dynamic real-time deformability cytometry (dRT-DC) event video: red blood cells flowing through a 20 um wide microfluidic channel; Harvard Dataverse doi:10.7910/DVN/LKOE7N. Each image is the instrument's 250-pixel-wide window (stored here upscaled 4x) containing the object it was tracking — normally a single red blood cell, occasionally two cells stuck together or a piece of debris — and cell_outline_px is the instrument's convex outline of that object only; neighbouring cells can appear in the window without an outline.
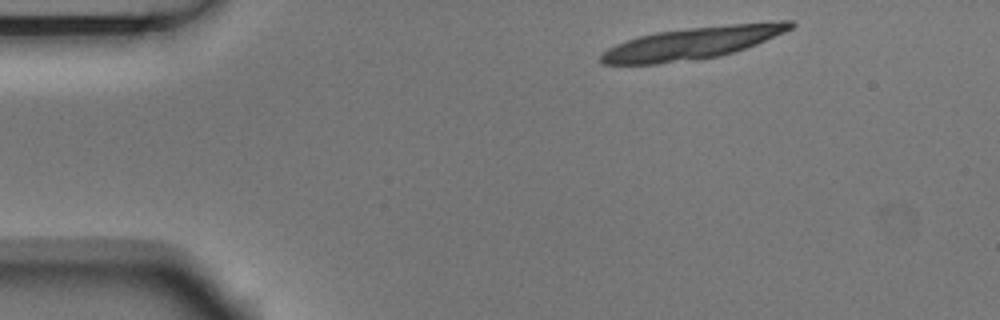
{"species": "Egyptian fruit bat (a non-hibernating species)", "species_latin": "Rousettus aegyptiacus", "temperature_condition": "room temperature", "stored_images_in_passage": 3, "camera_frame_rate_fps": 3000, "um_per_image_px": 0.085, "animal": {"sex": "male"}, "frame": {"image": 1, "passage_image": 1, "time_ms": 0.0, "image_size_px": [1000, 320], "cell_outline_px": [[796, 24], [792, 28], [784, 32], [756, 44], [720, 56], [696, 60], [656, 64], [604, 64], [600, 60], [600, 56], [608, 48], [616, 44], [640, 36], [656, 32], [688, 28], [732, 24], [780, 20], [792, 20]], "centroid_in_image_um": [58.89, 3.66], "position_along_channel_um": 26.1, "area_um2": 35.26}}